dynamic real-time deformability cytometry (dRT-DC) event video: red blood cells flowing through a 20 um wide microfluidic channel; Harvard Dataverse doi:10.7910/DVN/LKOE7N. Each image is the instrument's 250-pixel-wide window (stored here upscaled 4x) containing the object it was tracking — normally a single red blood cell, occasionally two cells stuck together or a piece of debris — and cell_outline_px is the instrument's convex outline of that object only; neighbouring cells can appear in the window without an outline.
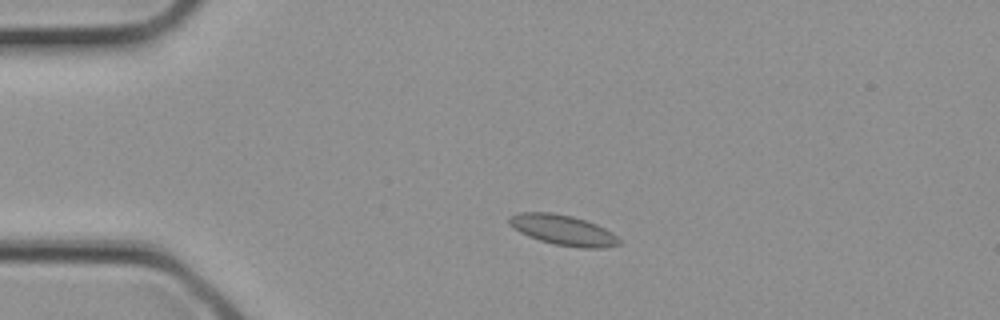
{"species": "common noctule bat (a hibernating species)", "species_latin": "Nyctalus noctula", "temperature_condition": "cold", "stored_images_in_passage": 2, "camera_frame_rate_fps": 3000, "um_per_image_px": 0.085, "animal": {"sex": "female", "body_mass_g": 21.9}, "frame": {"image": 1, "passage_image": 2, "time_ms": 0.333, "image_size_px": [1000, 320], "cell_outline_px": [[620, 244], [604, 248], [580, 248], [556, 244], [540, 240], [528, 236], [520, 232], [508, 224], [508, 216], [520, 212], [552, 212], [572, 216], [596, 224], [612, 232], [620, 240]], "centroid_in_image_um": [47.84, 19.55], "position_along_channel_um": 37.2, "area_um2": 19.36}}